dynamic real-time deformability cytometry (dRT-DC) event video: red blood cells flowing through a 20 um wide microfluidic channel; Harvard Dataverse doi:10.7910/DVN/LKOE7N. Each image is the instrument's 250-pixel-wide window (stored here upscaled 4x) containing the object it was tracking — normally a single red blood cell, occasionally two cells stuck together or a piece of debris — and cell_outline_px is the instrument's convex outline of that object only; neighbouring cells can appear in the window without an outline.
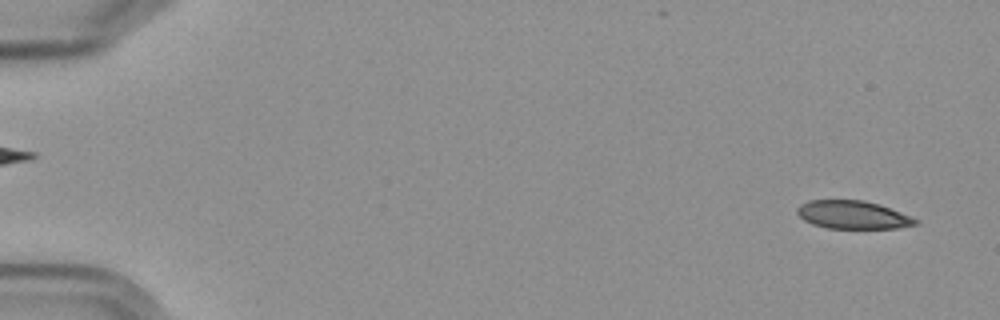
{"species": "Egyptian fruit bat (a non-hibernating species)", "species_latin": "Rousettus aegyptiacus", "temperature_condition": "cold", "stored_images_in_passage": 6, "segment_of_instrument_passage": [2, 2], "camera_frame_rate_fps": 3000, "um_per_image_px": 0.085, "frame": {"image": 1, "passage_image": 6, "time_ms": 7.0, "image_size_px": [1000, 320], "cell_outline_px": [[920, 224], [900, 228], [828, 228], [812, 224], [804, 220], [796, 212], [796, 208], [800, 204], [808, 200], [864, 200], [880, 204], [912, 216], [920, 220]], "centroid_in_image_um": [72.54, 18.26], "position_along_channel_um": 12.5, "area_um2": 19.65}}